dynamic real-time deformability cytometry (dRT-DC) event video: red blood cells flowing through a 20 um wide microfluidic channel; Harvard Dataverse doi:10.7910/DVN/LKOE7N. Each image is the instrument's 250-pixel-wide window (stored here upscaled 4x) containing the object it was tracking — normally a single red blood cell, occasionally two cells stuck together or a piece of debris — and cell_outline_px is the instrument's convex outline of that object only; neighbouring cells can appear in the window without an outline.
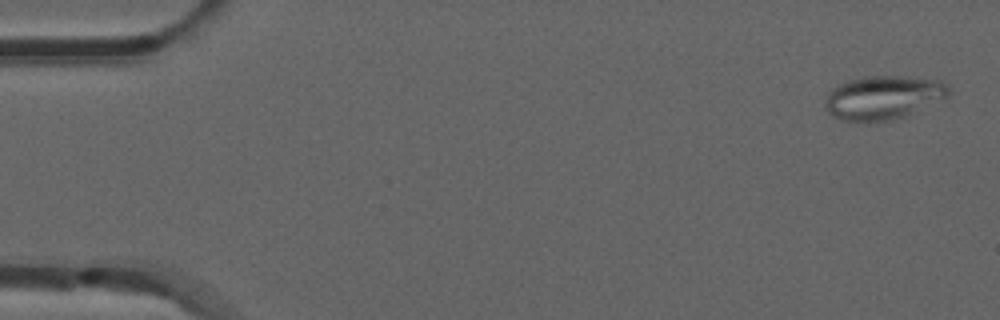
{"species": "common noctule bat (a hibernating species)", "species_latin": "Nyctalus noctula", "temperature_condition": "room temperature", "stored_images_in_passage": 38, "camera_frame_rate_fps": 3000, "um_per_image_px": 0.085, "animal": {"sex": "male", "forearm_length_mm": 52.5}, "frame": {"image": 1, "passage_image": 2, "time_ms": 0.333, "image_size_px": [1000, 320], "cell_outline_px": [[952, 92], [948, 96], [904, 116], [884, 120], [840, 120], [832, 116], [828, 112], [824, 104], [824, 100], [828, 92], [832, 88], [848, 80], [864, 76], [896, 76], [940, 80], [948, 84]], "centroid_in_image_um": [75.05, 8.26], "position_along_channel_um": 9.9, "area_um2": 31.1}}
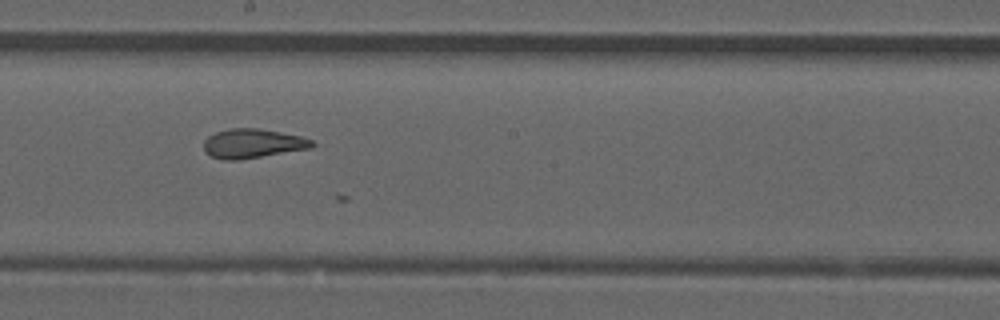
{"frame": {"image": 2, "passage_image": 29, "time_ms": 9.333, "image_size_px": [1000, 320], "cell_outline_px": [[316, 144], [312, 148], [240, 160], [224, 160], [212, 156], [204, 152], [204, 140], [208, 136], [216, 132], [232, 128], [256, 128], [280, 132], [300, 136], [312, 140]], "centroid_in_image_um": [21.48, 12.2], "position_along_channel_um": 226.7, "area_um2": 18.5}}
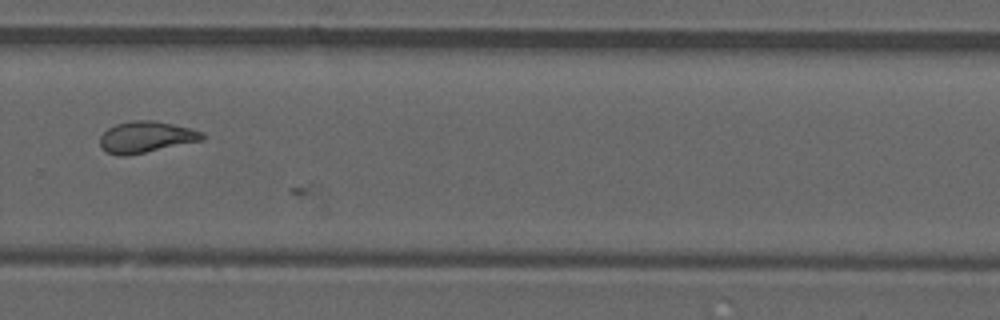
{"frame": {"image": 3, "passage_image": 36, "time_ms": 11.667, "image_size_px": [1000, 320], "cell_outline_px": [[204, 140], [128, 156], [116, 156], [100, 148], [100, 136], [108, 128], [116, 124], [132, 120], [152, 120], [192, 128], [204, 132]], "centroid_in_image_um": [12.42, 11.66], "position_along_channel_um": 317.4, "area_um2": 18.9}}